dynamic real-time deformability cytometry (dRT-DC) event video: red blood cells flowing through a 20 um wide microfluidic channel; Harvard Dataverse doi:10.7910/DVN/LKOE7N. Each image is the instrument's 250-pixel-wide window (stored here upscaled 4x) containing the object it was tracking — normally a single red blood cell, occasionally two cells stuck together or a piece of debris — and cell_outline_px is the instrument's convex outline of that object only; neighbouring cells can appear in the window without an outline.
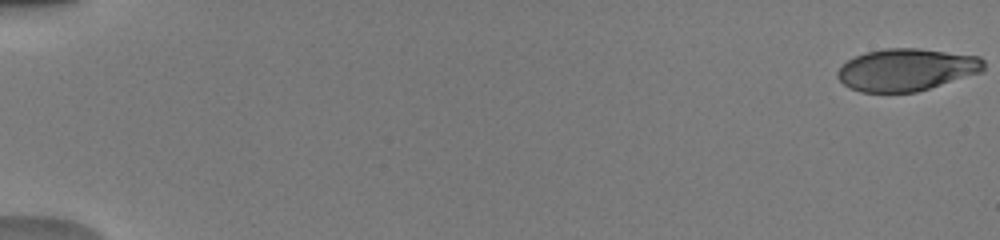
{"species": "human", "species_latin": "Homo sapiens", "temperature_condition": "warm", "stored_images_in_passage": 52, "camera_frame_rate_fps": 3000, "um_per_image_px": 0.085, "donor": {"sex": "male"}, "frame": {"image": 1, "passage_image": 1, "time_ms": 0.0, "image_size_px": [1000, 240], "cell_outline_px": [[984, 68], [980, 72], [916, 92], [860, 92], [848, 88], [836, 76], [836, 72], [848, 60], [856, 56], [868, 52], [884, 48], [920, 48], [980, 56], [984, 60]], "centroid_in_image_um": [77.03, 5.92], "position_along_channel_um": 8.0, "area_um2": 35.84}}
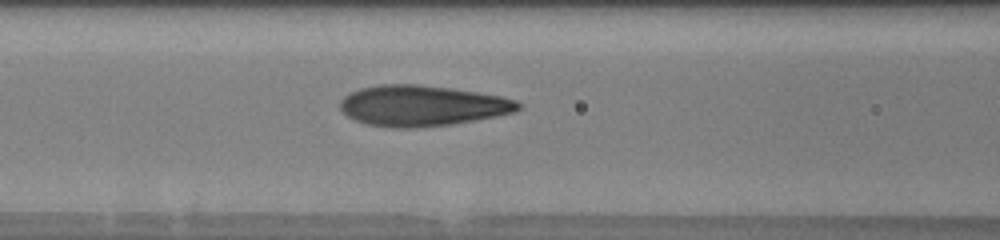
{"frame": {"image": 2, "passage_image": 24, "time_ms": 7.667, "image_size_px": [1000, 240], "cell_outline_px": [[524, 104], [516, 112], [476, 120], [452, 124], [416, 128], [392, 128], [368, 124], [356, 120], [348, 116], [340, 108], [340, 100], [348, 92], [360, 88], [380, 84], [416, 84], [452, 88], [500, 96], [516, 100]], "centroid_in_image_um": [35.88, 8.98], "position_along_channel_um": 130.7, "area_um2": 42.48}}
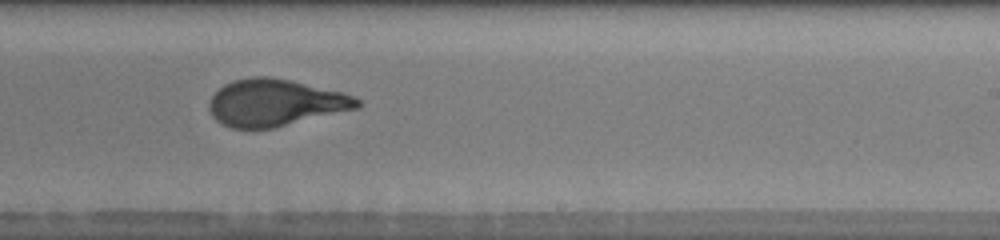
{"frame": {"image": 3, "passage_image": 34, "time_ms": 11.0, "image_size_px": [1000, 240], "cell_outline_px": [[360, 108], [272, 128], [232, 128], [220, 124], [212, 116], [208, 108], [208, 104], [212, 96], [224, 84], [232, 80], [252, 76], [268, 76], [288, 80], [340, 92], [356, 96], [360, 100]], "centroid_in_image_um": [23.37, 8.73], "position_along_channel_um": 265.6, "area_um2": 40.34}, "authors_computed_cell_mechanics": {"area_um2": 39.9398, "velocity_mm_per_s": 4.0444, "shape_relaxation_time_tau1_ms": 4.5805, "shape_relaxation_time_tau2_ms": 0.6773, "deformation_change_tau1": 0.225, "deformation_change_tau2": 0.0774}}